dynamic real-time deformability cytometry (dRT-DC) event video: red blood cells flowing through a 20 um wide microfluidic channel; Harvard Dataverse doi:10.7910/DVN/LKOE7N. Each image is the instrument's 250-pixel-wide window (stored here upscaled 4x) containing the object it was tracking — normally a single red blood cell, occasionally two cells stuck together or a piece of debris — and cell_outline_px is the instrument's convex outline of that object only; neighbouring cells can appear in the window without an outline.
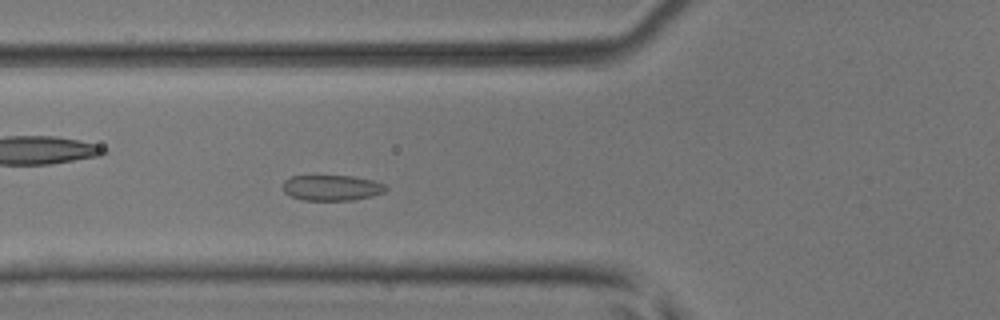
{"species": "common noctule bat (a hibernating species)", "species_latin": "Nyctalus noctula", "temperature_condition": "room temperature", "stored_images_in_passage": 4, "camera_frame_rate_fps": 3000, "um_per_image_px": 0.085, "animal": {"sex": "male", "body_mass_g": 17.9, "forearm_length_mm": 54.2}, "frame": {"image": 1, "passage_image": 4, "time_ms": 1.0, "image_size_px": [1000, 320], "cell_outline_px": [[388, 188], [384, 192], [372, 196], [352, 200], [304, 200], [292, 196], [284, 192], [284, 180], [292, 176], [352, 176], [372, 180], [384, 184]], "centroid_in_image_um": [28.22, 15.96], "position_along_channel_um": 97.6, "area_um2": 15.2}}